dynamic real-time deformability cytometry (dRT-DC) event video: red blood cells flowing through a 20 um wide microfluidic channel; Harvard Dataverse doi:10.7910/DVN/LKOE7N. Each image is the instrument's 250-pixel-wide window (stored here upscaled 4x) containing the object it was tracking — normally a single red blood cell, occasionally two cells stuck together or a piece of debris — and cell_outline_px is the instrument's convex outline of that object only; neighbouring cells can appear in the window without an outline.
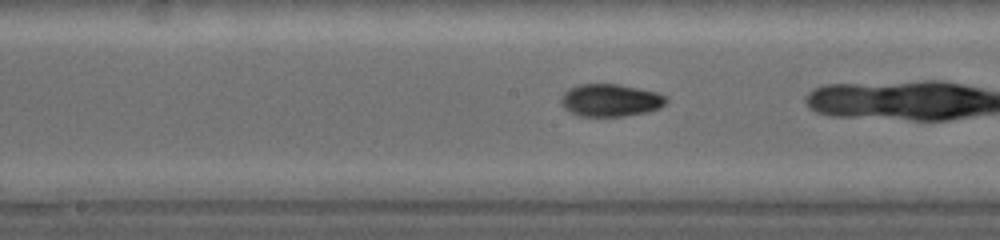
{"species": "common noctule bat (a hibernating species)", "species_latin": "Nyctalus noctula", "temperature_condition": "warm", "stored_images_in_passage": 51, "camera_frame_rate_fps": 5000, "um_per_image_px": 0.085, "animal": {"sex": "female", "body_mass_g": 19.0, "forearm_length_mm": 53.3}, "frame": {"image": 1, "passage_image": 15, "time_ms": 3.2, "image_size_px": [1000, 240], "cell_outline_px": [[668, 100], [660, 108], [648, 112], [624, 116], [580, 116], [564, 108], [560, 104], [560, 100], [564, 92], [568, 88], [580, 84], [620, 84], [656, 92], [668, 96]], "centroid_in_image_um": [51.9, 8.52], "position_along_channel_um": 196.3, "area_um2": 20.06}}